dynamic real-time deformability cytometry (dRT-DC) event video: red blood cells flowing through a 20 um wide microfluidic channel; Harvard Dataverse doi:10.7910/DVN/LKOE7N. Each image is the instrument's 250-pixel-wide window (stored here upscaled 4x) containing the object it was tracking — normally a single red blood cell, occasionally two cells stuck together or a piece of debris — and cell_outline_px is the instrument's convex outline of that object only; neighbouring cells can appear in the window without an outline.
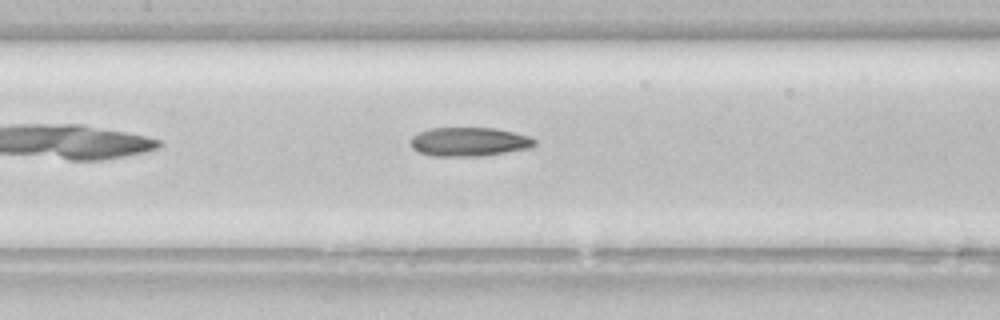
{"species": "common noctule bat (a hibernating species)", "species_latin": "Nyctalus noctula", "temperature_condition": "room temperature", "stored_images_in_passage": 24, "camera_frame_rate_fps": 3000, "um_per_image_px": 0.085, "animal": {"sex": "female", "body_mass_g": 22.7, "forearm_length_mm": 54.2}, "frame": {"image": 1, "passage_image": 11, "time_ms": 3.333, "image_size_px": [1000, 320], "cell_outline_px": [[536, 144], [532, 148], [484, 156], [432, 156], [420, 152], [412, 148], [408, 140], [412, 136], [428, 128], [496, 128], [528, 136], [536, 140]], "centroid_in_image_um": [39.87, 12.06], "position_along_channel_um": 167.5, "area_um2": 21.1}}